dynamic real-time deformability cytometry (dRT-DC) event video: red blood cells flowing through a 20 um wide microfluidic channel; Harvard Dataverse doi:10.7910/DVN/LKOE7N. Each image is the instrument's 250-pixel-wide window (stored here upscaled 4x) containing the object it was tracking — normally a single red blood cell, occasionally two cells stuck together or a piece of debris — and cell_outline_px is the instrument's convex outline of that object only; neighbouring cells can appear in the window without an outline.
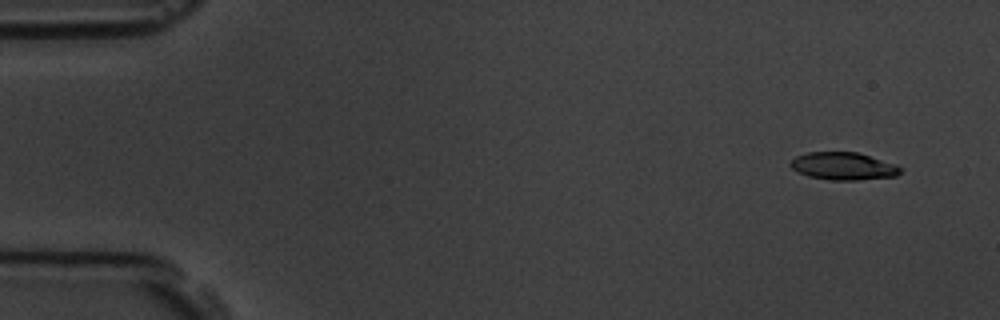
{"species": "common noctule bat (a hibernating species)", "species_latin": "Nyctalus noctula", "temperature_condition": "room temperature", "stored_images_in_passage": 10, "camera_frame_rate_fps": 3000, "um_per_image_px": 0.085, "animal": {"sex": "male", "body_mass_g": 19.5, "forearm_length_mm": 54.6}, "frame": {"image": 1, "passage_image": 1, "time_ms": 0.0, "image_size_px": [1000, 320], "cell_outline_px": [[904, 168], [896, 176], [856, 180], [828, 180], [808, 176], [792, 168], [788, 164], [796, 156], [808, 152], [856, 152], [896, 164]], "centroid_in_image_um": [71.69, 14.12], "position_along_channel_um": 13.3, "area_um2": 17.63}}
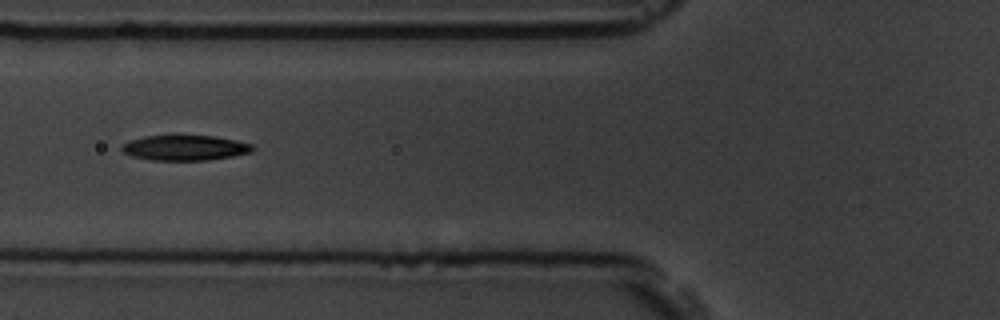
{"frame": {"image": 2, "passage_image": 6, "time_ms": 5.667, "image_size_px": [1000, 320], "cell_outline_px": [[256, 148], [252, 152], [232, 156], [208, 160], [152, 160], [132, 156], [124, 152], [120, 148], [128, 140], [144, 136], [216, 136], [236, 140], [252, 144]], "centroid_in_image_um": [15.75, 12.56], "position_along_channel_um": 110.1, "area_um2": 19.19}}
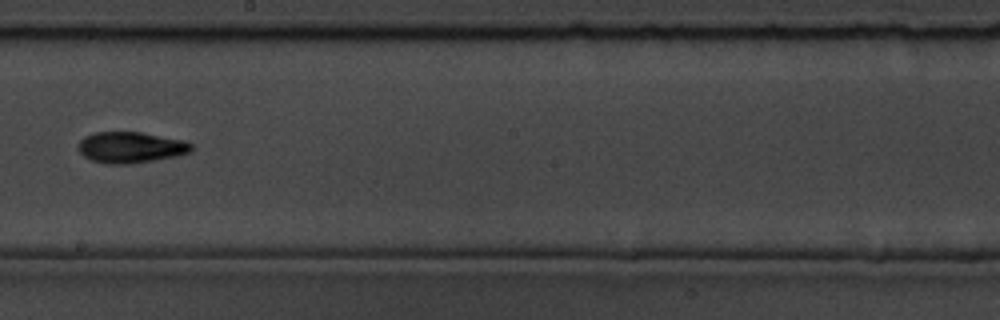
{"frame": {"image": 3, "passage_image": 9, "time_ms": 9.0, "image_size_px": [1000, 320], "cell_outline_px": [[192, 152], [176, 156], [156, 160], [132, 164], [108, 164], [92, 160], [84, 156], [76, 148], [76, 144], [84, 136], [92, 132], [140, 132], [184, 140], [192, 144]], "centroid_in_image_um": [11.08, 12.53], "position_along_channel_um": 237.1, "area_um2": 20.75}}